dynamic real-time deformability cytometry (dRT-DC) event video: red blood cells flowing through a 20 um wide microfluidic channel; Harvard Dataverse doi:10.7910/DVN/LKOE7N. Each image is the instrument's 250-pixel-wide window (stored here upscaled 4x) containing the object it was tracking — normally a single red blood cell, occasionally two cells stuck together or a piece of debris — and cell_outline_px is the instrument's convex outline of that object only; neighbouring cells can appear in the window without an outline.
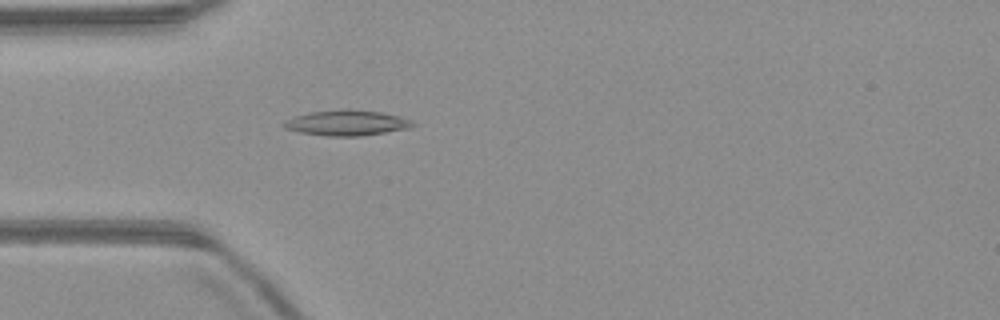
{"species": "common noctule bat (a hibernating species)", "species_latin": "Nyctalus noctula", "temperature_condition": "warm", "stored_images_in_passage": 51, "camera_frame_rate_fps": 3000, "um_per_image_px": 0.085, "animal": {"sex": "male", "body_mass_g": 23.1, "forearm_length_mm": 52.7}, "frame": {"image": 1, "passage_image": 15, "time_ms": 4.667, "image_size_px": [1000, 320], "cell_outline_px": [[416, 124], [408, 128], [360, 136], [328, 136], [300, 132], [284, 128], [280, 124], [284, 120], [308, 112], [340, 108], [348, 108], [380, 112], [400, 116], [412, 120]], "centroid_in_image_um": [29.43, 10.42], "position_along_channel_um": 55.6, "area_um2": 19.31}}
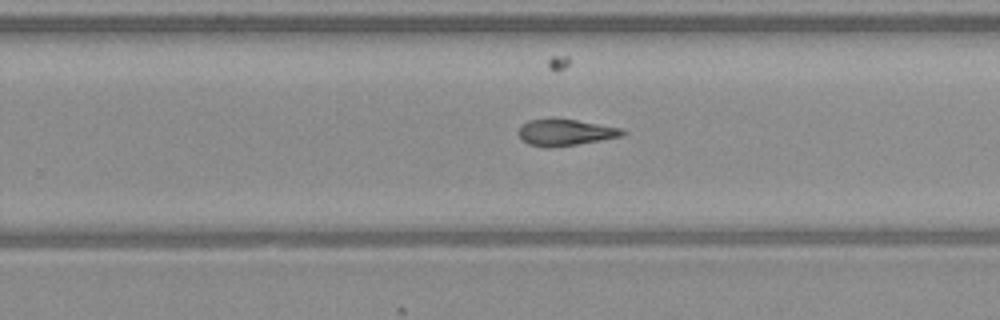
{"frame": {"image": 2, "passage_image": 32, "time_ms": 10.333, "image_size_px": [1000, 320], "cell_outline_px": [[628, 132], [620, 136], [600, 140], [576, 144], [548, 148], [528, 144], [520, 136], [520, 128], [528, 120], [552, 116], [576, 120], [620, 128]], "centroid_in_image_um": [48.03, 11.22], "position_along_channel_um": 281.8, "area_um2": 16.01}}
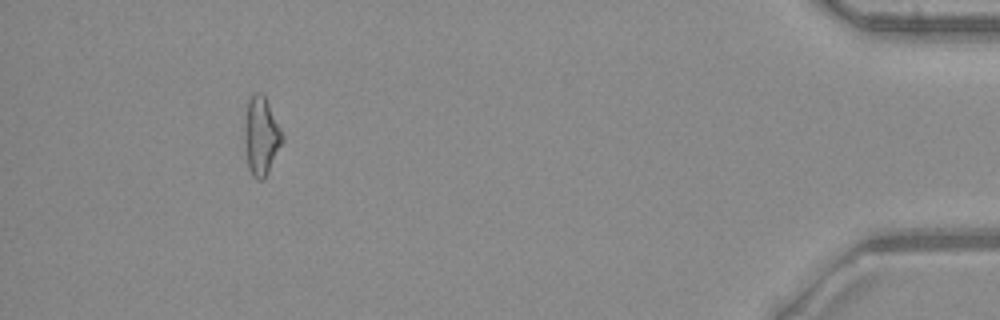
{"frame": {"image": 3, "passage_image": 47, "time_ms": 15.333, "image_size_px": [1000, 320], "cell_outline_px": [[284, 140], [264, 180], [256, 180], [252, 176], [248, 168], [244, 140], [244, 128], [248, 100], [252, 92], [260, 92], [264, 96], [284, 136]], "centroid_in_image_um": [22.19, 11.59], "position_along_channel_um": 413.0, "area_um2": 17.22}, "authors_computed_cell_mechanics": {"area_um2": 16.8198, "velocity_mm_per_s": 4.0434, "shape_relaxation_time_tau1_ms": 6.6515, "shape_relaxation_time_tau2_ms": null, "deformation_change_tau1": 0.1858, "deformation_change_tau2": null}}